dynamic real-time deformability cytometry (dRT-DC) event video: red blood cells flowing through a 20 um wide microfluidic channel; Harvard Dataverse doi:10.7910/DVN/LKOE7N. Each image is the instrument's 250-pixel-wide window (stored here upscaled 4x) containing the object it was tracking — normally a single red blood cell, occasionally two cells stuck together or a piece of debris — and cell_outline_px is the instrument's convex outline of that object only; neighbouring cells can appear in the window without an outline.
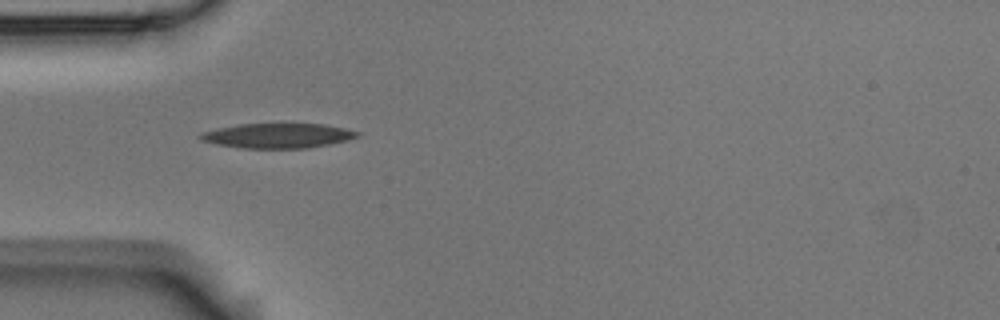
{"species": "Egyptian fruit bat (a non-hibernating species)", "species_latin": "Rousettus aegyptiacus", "temperature_condition": "room temperature", "stored_images_in_passage": 12, "camera_frame_rate_fps": 3000, "um_per_image_px": 0.085, "animal": {"sex": "male"}, "frame": {"image": 1, "passage_image": 2, "time_ms": 0.333, "image_size_px": [1000, 320], "cell_outline_px": [[360, 136], [348, 140], [308, 148], [240, 148], [216, 144], [200, 140], [196, 136], [200, 132], [216, 128], [240, 124], [324, 124], [344, 128], [360, 132]], "centroid_in_image_um": [23.56, 11.53], "position_along_channel_um": 61.4, "area_um2": 22.77}}
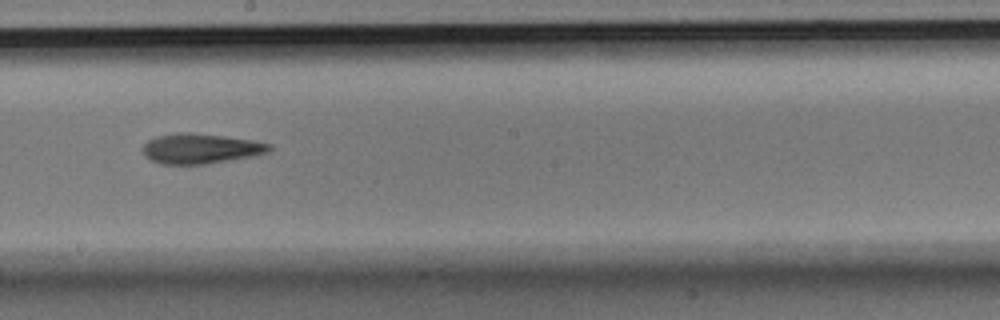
{"frame": {"image": 2, "passage_image": 6, "time_ms": 1.667, "image_size_px": [1000, 320], "cell_outline_px": [[272, 148], [268, 152], [252, 156], [204, 164], [160, 164], [144, 156], [140, 148], [148, 140], [156, 136], [180, 132], [188, 132], [224, 136], [252, 140], [272, 144]], "centroid_in_image_um": [17.01, 12.62], "position_along_channel_um": 231.2, "area_um2": 22.2}}
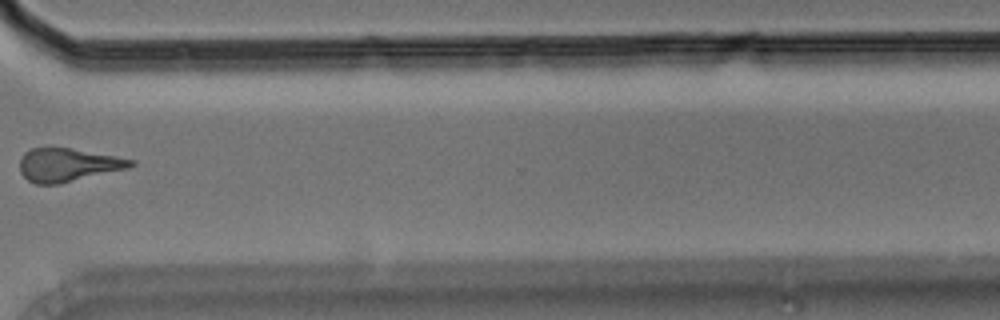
{"frame": {"image": 3, "passage_image": 9, "time_ms": 2.667, "image_size_px": [1000, 320], "cell_outline_px": [[136, 164], [128, 168], [60, 184], [36, 184], [28, 180], [20, 172], [20, 160], [24, 152], [32, 148], [72, 148], [136, 160]], "centroid_in_image_um": [5.78, 14.02], "position_along_channel_um": 364.8, "area_um2": 21.5}}